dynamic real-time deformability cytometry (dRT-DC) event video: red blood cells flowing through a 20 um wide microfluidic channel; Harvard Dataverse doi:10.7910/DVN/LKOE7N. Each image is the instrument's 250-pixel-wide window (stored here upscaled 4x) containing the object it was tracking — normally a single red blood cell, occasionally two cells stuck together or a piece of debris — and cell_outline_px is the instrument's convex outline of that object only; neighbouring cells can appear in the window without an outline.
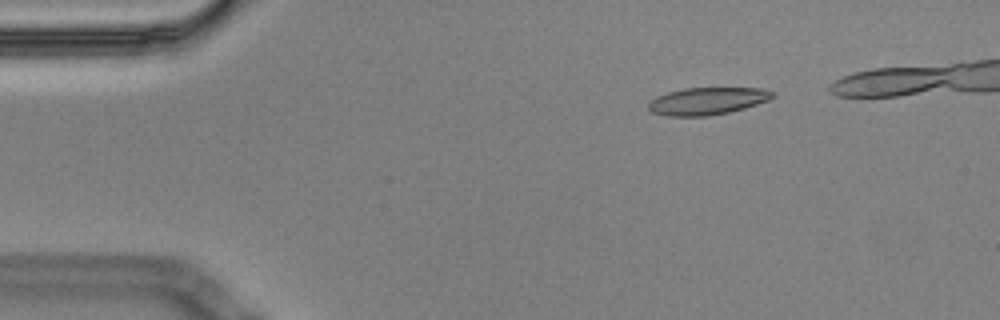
{"species": "Egyptian fruit bat (a non-hibernating species)", "species_latin": "Rousettus aegyptiacus", "temperature_condition": "cold", "stored_images_in_passage": 5, "camera_frame_rate_fps": 3000, "um_per_image_px": 0.085, "animal": {"sex": "male"}, "frame": {"image": 1, "passage_image": 2, "time_ms": 0.333, "image_size_px": [1000, 320], "cell_outline_px": [[776, 96], [768, 100], [744, 108], [728, 112], [708, 116], [668, 116], [652, 112], [648, 108], [648, 104], [656, 96], [668, 92], [684, 88], [764, 88], [776, 92]], "centroid_in_image_um": [60.15, 8.58], "position_along_channel_um": 24.9, "area_um2": 19.77}}